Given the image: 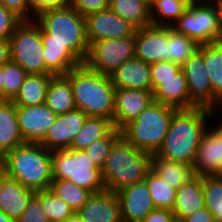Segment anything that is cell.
I'll use <instances>...</instances> for the list:
<instances>
[{
	"label": "cell",
	"mask_w": 222,
	"mask_h": 222,
	"mask_svg": "<svg viewBox=\"0 0 222 222\" xmlns=\"http://www.w3.org/2000/svg\"><path fill=\"white\" fill-rule=\"evenodd\" d=\"M34 20L42 29L45 67L54 76L83 64L89 49L84 16L68 3L41 12Z\"/></svg>",
	"instance_id": "cell-1"
},
{
	"label": "cell",
	"mask_w": 222,
	"mask_h": 222,
	"mask_svg": "<svg viewBox=\"0 0 222 222\" xmlns=\"http://www.w3.org/2000/svg\"><path fill=\"white\" fill-rule=\"evenodd\" d=\"M208 108L177 109L156 155L163 159L194 165L203 134L210 126Z\"/></svg>",
	"instance_id": "cell-2"
},
{
	"label": "cell",
	"mask_w": 222,
	"mask_h": 222,
	"mask_svg": "<svg viewBox=\"0 0 222 222\" xmlns=\"http://www.w3.org/2000/svg\"><path fill=\"white\" fill-rule=\"evenodd\" d=\"M71 83L74 101L88 117L113 121L115 87L108 75L88 69L84 64L64 75Z\"/></svg>",
	"instance_id": "cell-3"
},
{
	"label": "cell",
	"mask_w": 222,
	"mask_h": 222,
	"mask_svg": "<svg viewBox=\"0 0 222 222\" xmlns=\"http://www.w3.org/2000/svg\"><path fill=\"white\" fill-rule=\"evenodd\" d=\"M6 176L35 192L48 190L52 177L51 150L40 143H24L7 152L2 159Z\"/></svg>",
	"instance_id": "cell-4"
},
{
	"label": "cell",
	"mask_w": 222,
	"mask_h": 222,
	"mask_svg": "<svg viewBox=\"0 0 222 222\" xmlns=\"http://www.w3.org/2000/svg\"><path fill=\"white\" fill-rule=\"evenodd\" d=\"M152 155L135 148L122 135L114 142L101 168L106 190L117 192L144 181L151 170Z\"/></svg>",
	"instance_id": "cell-5"
},
{
	"label": "cell",
	"mask_w": 222,
	"mask_h": 222,
	"mask_svg": "<svg viewBox=\"0 0 222 222\" xmlns=\"http://www.w3.org/2000/svg\"><path fill=\"white\" fill-rule=\"evenodd\" d=\"M176 110L175 107L154 101L121 129V135L135 148L156 154Z\"/></svg>",
	"instance_id": "cell-6"
},
{
	"label": "cell",
	"mask_w": 222,
	"mask_h": 222,
	"mask_svg": "<svg viewBox=\"0 0 222 222\" xmlns=\"http://www.w3.org/2000/svg\"><path fill=\"white\" fill-rule=\"evenodd\" d=\"M53 179L68 180L91 194L105 191L101 169L84 150L51 151Z\"/></svg>",
	"instance_id": "cell-7"
},
{
	"label": "cell",
	"mask_w": 222,
	"mask_h": 222,
	"mask_svg": "<svg viewBox=\"0 0 222 222\" xmlns=\"http://www.w3.org/2000/svg\"><path fill=\"white\" fill-rule=\"evenodd\" d=\"M172 28L199 45L220 42L221 29L216 2L192 1L188 10L177 19Z\"/></svg>",
	"instance_id": "cell-8"
},
{
	"label": "cell",
	"mask_w": 222,
	"mask_h": 222,
	"mask_svg": "<svg viewBox=\"0 0 222 222\" xmlns=\"http://www.w3.org/2000/svg\"><path fill=\"white\" fill-rule=\"evenodd\" d=\"M11 61L28 74H52L43 59L42 29L35 22L22 21L10 39Z\"/></svg>",
	"instance_id": "cell-9"
},
{
	"label": "cell",
	"mask_w": 222,
	"mask_h": 222,
	"mask_svg": "<svg viewBox=\"0 0 222 222\" xmlns=\"http://www.w3.org/2000/svg\"><path fill=\"white\" fill-rule=\"evenodd\" d=\"M135 57V33L89 44L83 64L90 70L110 76L124 62Z\"/></svg>",
	"instance_id": "cell-10"
},
{
	"label": "cell",
	"mask_w": 222,
	"mask_h": 222,
	"mask_svg": "<svg viewBox=\"0 0 222 222\" xmlns=\"http://www.w3.org/2000/svg\"><path fill=\"white\" fill-rule=\"evenodd\" d=\"M85 23L89 44L104 39L131 36L137 29L110 8L85 16Z\"/></svg>",
	"instance_id": "cell-11"
},
{
	"label": "cell",
	"mask_w": 222,
	"mask_h": 222,
	"mask_svg": "<svg viewBox=\"0 0 222 222\" xmlns=\"http://www.w3.org/2000/svg\"><path fill=\"white\" fill-rule=\"evenodd\" d=\"M186 77L190 100L197 107H213V92L203 54L197 49L181 66Z\"/></svg>",
	"instance_id": "cell-12"
},
{
	"label": "cell",
	"mask_w": 222,
	"mask_h": 222,
	"mask_svg": "<svg viewBox=\"0 0 222 222\" xmlns=\"http://www.w3.org/2000/svg\"><path fill=\"white\" fill-rule=\"evenodd\" d=\"M19 129L25 142L40 143L57 115L46 105L16 106Z\"/></svg>",
	"instance_id": "cell-13"
},
{
	"label": "cell",
	"mask_w": 222,
	"mask_h": 222,
	"mask_svg": "<svg viewBox=\"0 0 222 222\" xmlns=\"http://www.w3.org/2000/svg\"><path fill=\"white\" fill-rule=\"evenodd\" d=\"M135 58L146 63L168 61V26L148 25L135 31Z\"/></svg>",
	"instance_id": "cell-14"
},
{
	"label": "cell",
	"mask_w": 222,
	"mask_h": 222,
	"mask_svg": "<svg viewBox=\"0 0 222 222\" xmlns=\"http://www.w3.org/2000/svg\"><path fill=\"white\" fill-rule=\"evenodd\" d=\"M154 102L152 91L116 88L114 94V127L121 130Z\"/></svg>",
	"instance_id": "cell-15"
},
{
	"label": "cell",
	"mask_w": 222,
	"mask_h": 222,
	"mask_svg": "<svg viewBox=\"0 0 222 222\" xmlns=\"http://www.w3.org/2000/svg\"><path fill=\"white\" fill-rule=\"evenodd\" d=\"M120 201L122 222H142L155 208L146 181L116 192Z\"/></svg>",
	"instance_id": "cell-16"
},
{
	"label": "cell",
	"mask_w": 222,
	"mask_h": 222,
	"mask_svg": "<svg viewBox=\"0 0 222 222\" xmlns=\"http://www.w3.org/2000/svg\"><path fill=\"white\" fill-rule=\"evenodd\" d=\"M87 117L84 112L77 108L65 114L57 115L56 120L40 144L51 151L69 149Z\"/></svg>",
	"instance_id": "cell-17"
},
{
	"label": "cell",
	"mask_w": 222,
	"mask_h": 222,
	"mask_svg": "<svg viewBox=\"0 0 222 222\" xmlns=\"http://www.w3.org/2000/svg\"><path fill=\"white\" fill-rule=\"evenodd\" d=\"M77 214L83 222H122L118 196L109 190L91 194Z\"/></svg>",
	"instance_id": "cell-18"
},
{
	"label": "cell",
	"mask_w": 222,
	"mask_h": 222,
	"mask_svg": "<svg viewBox=\"0 0 222 222\" xmlns=\"http://www.w3.org/2000/svg\"><path fill=\"white\" fill-rule=\"evenodd\" d=\"M222 168V137L210 127L199 144L193 171L196 176L215 175Z\"/></svg>",
	"instance_id": "cell-19"
},
{
	"label": "cell",
	"mask_w": 222,
	"mask_h": 222,
	"mask_svg": "<svg viewBox=\"0 0 222 222\" xmlns=\"http://www.w3.org/2000/svg\"><path fill=\"white\" fill-rule=\"evenodd\" d=\"M110 78L115 88L152 91L150 64L135 57L118 67Z\"/></svg>",
	"instance_id": "cell-20"
},
{
	"label": "cell",
	"mask_w": 222,
	"mask_h": 222,
	"mask_svg": "<svg viewBox=\"0 0 222 222\" xmlns=\"http://www.w3.org/2000/svg\"><path fill=\"white\" fill-rule=\"evenodd\" d=\"M35 194L15 179L5 176L0 185V210L17 221Z\"/></svg>",
	"instance_id": "cell-21"
},
{
	"label": "cell",
	"mask_w": 222,
	"mask_h": 222,
	"mask_svg": "<svg viewBox=\"0 0 222 222\" xmlns=\"http://www.w3.org/2000/svg\"><path fill=\"white\" fill-rule=\"evenodd\" d=\"M203 207H205V202L202 176L195 175L176 190L175 202L171 211L174 213L177 222H179Z\"/></svg>",
	"instance_id": "cell-22"
},
{
	"label": "cell",
	"mask_w": 222,
	"mask_h": 222,
	"mask_svg": "<svg viewBox=\"0 0 222 222\" xmlns=\"http://www.w3.org/2000/svg\"><path fill=\"white\" fill-rule=\"evenodd\" d=\"M153 95L154 101L177 109L197 107L190 100L186 77L182 69L176 74V78L161 81V85L153 92Z\"/></svg>",
	"instance_id": "cell-23"
},
{
	"label": "cell",
	"mask_w": 222,
	"mask_h": 222,
	"mask_svg": "<svg viewBox=\"0 0 222 222\" xmlns=\"http://www.w3.org/2000/svg\"><path fill=\"white\" fill-rule=\"evenodd\" d=\"M26 143L21 135L12 100H0V153L4 156L19 145Z\"/></svg>",
	"instance_id": "cell-24"
},
{
	"label": "cell",
	"mask_w": 222,
	"mask_h": 222,
	"mask_svg": "<svg viewBox=\"0 0 222 222\" xmlns=\"http://www.w3.org/2000/svg\"><path fill=\"white\" fill-rule=\"evenodd\" d=\"M45 104L56 115L65 114L76 109L71 83L64 75L51 78Z\"/></svg>",
	"instance_id": "cell-25"
},
{
	"label": "cell",
	"mask_w": 222,
	"mask_h": 222,
	"mask_svg": "<svg viewBox=\"0 0 222 222\" xmlns=\"http://www.w3.org/2000/svg\"><path fill=\"white\" fill-rule=\"evenodd\" d=\"M53 74H28L15 98L16 106L45 104L47 89Z\"/></svg>",
	"instance_id": "cell-26"
},
{
	"label": "cell",
	"mask_w": 222,
	"mask_h": 222,
	"mask_svg": "<svg viewBox=\"0 0 222 222\" xmlns=\"http://www.w3.org/2000/svg\"><path fill=\"white\" fill-rule=\"evenodd\" d=\"M213 92V106L222 98V42L199 45Z\"/></svg>",
	"instance_id": "cell-27"
},
{
	"label": "cell",
	"mask_w": 222,
	"mask_h": 222,
	"mask_svg": "<svg viewBox=\"0 0 222 222\" xmlns=\"http://www.w3.org/2000/svg\"><path fill=\"white\" fill-rule=\"evenodd\" d=\"M151 169L158 177L165 180L176 190L195 176L193 166L186 163L169 161L158 157L156 154L152 155Z\"/></svg>",
	"instance_id": "cell-28"
},
{
	"label": "cell",
	"mask_w": 222,
	"mask_h": 222,
	"mask_svg": "<svg viewBox=\"0 0 222 222\" xmlns=\"http://www.w3.org/2000/svg\"><path fill=\"white\" fill-rule=\"evenodd\" d=\"M109 8L136 28L151 25L150 0H110Z\"/></svg>",
	"instance_id": "cell-29"
},
{
	"label": "cell",
	"mask_w": 222,
	"mask_h": 222,
	"mask_svg": "<svg viewBox=\"0 0 222 222\" xmlns=\"http://www.w3.org/2000/svg\"><path fill=\"white\" fill-rule=\"evenodd\" d=\"M114 128L111 119L87 117L83 127L74 137L69 149L85 150L97 139L106 137Z\"/></svg>",
	"instance_id": "cell-30"
},
{
	"label": "cell",
	"mask_w": 222,
	"mask_h": 222,
	"mask_svg": "<svg viewBox=\"0 0 222 222\" xmlns=\"http://www.w3.org/2000/svg\"><path fill=\"white\" fill-rule=\"evenodd\" d=\"M192 0H150L151 24L171 26L184 14Z\"/></svg>",
	"instance_id": "cell-31"
},
{
	"label": "cell",
	"mask_w": 222,
	"mask_h": 222,
	"mask_svg": "<svg viewBox=\"0 0 222 222\" xmlns=\"http://www.w3.org/2000/svg\"><path fill=\"white\" fill-rule=\"evenodd\" d=\"M198 47L193 39L168 26V61L182 66Z\"/></svg>",
	"instance_id": "cell-32"
},
{
	"label": "cell",
	"mask_w": 222,
	"mask_h": 222,
	"mask_svg": "<svg viewBox=\"0 0 222 222\" xmlns=\"http://www.w3.org/2000/svg\"><path fill=\"white\" fill-rule=\"evenodd\" d=\"M148 185L150 196L155 208L172 210L175 202L176 189H173L165 180L151 169L144 179Z\"/></svg>",
	"instance_id": "cell-33"
},
{
	"label": "cell",
	"mask_w": 222,
	"mask_h": 222,
	"mask_svg": "<svg viewBox=\"0 0 222 222\" xmlns=\"http://www.w3.org/2000/svg\"><path fill=\"white\" fill-rule=\"evenodd\" d=\"M49 190L63 199L74 212H77L87 201L91 193L68 180L53 179Z\"/></svg>",
	"instance_id": "cell-34"
},
{
	"label": "cell",
	"mask_w": 222,
	"mask_h": 222,
	"mask_svg": "<svg viewBox=\"0 0 222 222\" xmlns=\"http://www.w3.org/2000/svg\"><path fill=\"white\" fill-rule=\"evenodd\" d=\"M202 187L205 207L216 222H222V183L215 175H203Z\"/></svg>",
	"instance_id": "cell-35"
},
{
	"label": "cell",
	"mask_w": 222,
	"mask_h": 222,
	"mask_svg": "<svg viewBox=\"0 0 222 222\" xmlns=\"http://www.w3.org/2000/svg\"><path fill=\"white\" fill-rule=\"evenodd\" d=\"M28 73L12 61L3 64V100H13Z\"/></svg>",
	"instance_id": "cell-36"
},
{
	"label": "cell",
	"mask_w": 222,
	"mask_h": 222,
	"mask_svg": "<svg viewBox=\"0 0 222 222\" xmlns=\"http://www.w3.org/2000/svg\"><path fill=\"white\" fill-rule=\"evenodd\" d=\"M42 207L49 222H63L74 213L73 209L61 198L48 190L42 191Z\"/></svg>",
	"instance_id": "cell-37"
},
{
	"label": "cell",
	"mask_w": 222,
	"mask_h": 222,
	"mask_svg": "<svg viewBox=\"0 0 222 222\" xmlns=\"http://www.w3.org/2000/svg\"><path fill=\"white\" fill-rule=\"evenodd\" d=\"M120 136L121 130L114 128L106 137L97 139L84 151L97 167L101 169L107 160L111 147Z\"/></svg>",
	"instance_id": "cell-38"
},
{
	"label": "cell",
	"mask_w": 222,
	"mask_h": 222,
	"mask_svg": "<svg viewBox=\"0 0 222 222\" xmlns=\"http://www.w3.org/2000/svg\"><path fill=\"white\" fill-rule=\"evenodd\" d=\"M181 70V66L171 61H159L150 64V76L152 92L160 85L161 81L176 78V74Z\"/></svg>",
	"instance_id": "cell-39"
},
{
	"label": "cell",
	"mask_w": 222,
	"mask_h": 222,
	"mask_svg": "<svg viewBox=\"0 0 222 222\" xmlns=\"http://www.w3.org/2000/svg\"><path fill=\"white\" fill-rule=\"evenodd\" d=\"M15 222H49L42 207V191L36 192L20 218Z\"/></svg>",
	"instance_id": "cell-40"
},
{
	"label": "cell",
	"mask_w": 222,
	"mask_h": 222,
	"mask_svg": "<svg viewBox=\"0 0 222 222\" xmlns=\"http://www.w3.org/2000/svg\"><path fill=\"white\" fill-rule=\"evenodd\" d=\"M0 4L12 11L22 21H32L36 17L30 0H0Z\"/></svg>",
	"instance_id": "cell-41"
},
{
	"label": "cell",
	"mask_w": 222,
	"mask_h": 222,
	"mask_svg": "<svg viewBox=\"0 0 222 222\" xmlns=\"http://www.w3.org/2000/svg\"><path fill=\"white\" fill-rule=\"evenodd\" d=\"M21 22L22 20L18 16L0 4V39H10Z\"/></svg>",
	"instance_id": "cell-42"
},
{
	"label": "cell",
	"mask_w": 222,
	"mask_h": 222,
	"mask_svg": "<svg viewBox=\"0 0 222 222\" xmlns=\"http://www.w3.org/2000/svg\"><path fill=\"white\" fill-rule=\"evenodd\" d=\"M68 3L82 16L109 8L110 0H68Z\"/></svg>",
	"instance_id": "cell-43"
},
{
	"label": "cell",
	"mask_w": 222,
	"mask_h": 222,
	"mask_svg": "<svg viewBox=\"0 0 222 222\" xmlns=\"http://www.w3.org/2000/svg\"><path fill=\"white\" fill-rule=\"evenodd\" d=\"M34 15L55 8H62L68 4V0H30Z\"/></svg>",
	"instance_id": "cell-44"
},
{
	"label": "cell",
	"mask_w": 222,
	"mask_h": 222,
	"mask_svg": "<svg viewBox=\"0 0 222 222\" xmlns=\"http://www.w3.org/2000/svg\"><path fill=\"white\" fill-rule=\"evenodd\" d=\"M142 222H177V220L170 209L156 208Z\"/></svg>",
	"instance_id": "cell-45"
},
{
	"label": "cell",
	"mask_w": 222,
	"mask_h": 222,
	"mask_svg": "<svg viewBox=\"0 0 222 222\" xmlns=\"http://www.w3.org/2000/svg\"><path fill=\"white\" fill-rule=\"evenodd\" d=\"M179 222H216L213 214L203 207L189 217L181 219Z\"/></svg>",
	"instance_id": "cell-46"
},
{
	"label": "cell",
	"mask_w": 222,
	"mask_h": 222,
	"mask_svg": "<svg viewBox=\"0 0 222 222\" xmlns=\"http://www.w3.org/2000/svg\"><path fill=\"white\" fill-rule=\"evenodd\" d=\"M218 111L219 113L222 111V107L219 105V104H217L216 106H213V107H210V108H208V113H209V119H211V118H213V114L214 113H218V112H216V111ZM220 110V111H219ZM217 114L216 116H220V115H222L221 113L220 114ZM222 118V117H221ZM220 118V120H219V118L217 119V121L215 122H213V123H211L210 124V128L215 132V133H217L220 137H222V119ZM219 120V121H218ZM214 123H216V124H214ZM215 126H214V125Z\"/></svg>",
	"instance_id": "cell-47"
},
{
	"label": "cell",
	"mask_w": 222,
	"mask_h": 222,
	"mask_svg": "<svg viewBox=\"0 0 222 222\" xmlns=\"http://www.w3.org/2000/svg\"><path fill=\"white\" fill-rule=\"evenodd\" d=\"M11 61L9 39H0V66Z\"/></svg>",
	"instance_id": "cell-48"
},
{
	"label": "cell",
	"mask_w": 222,
	"mask_h": 222,
	"mask_svg": "<svg viewBox=\"0 0 222 222\" xmlns=\"http://www.w3.org/2000/svg\"><path fill=\"white\" fill-rule=\"evenodd\" d=\"M215 2L217 4V9L219 11V20H220V29H221L220 42H222V0H216Z\"/></svg>",
	"instance_id": "cell-49"
},
{
	"label": "cell",
	"mask_w": 222,
	"mask_h": 222,
	"mask_svg": "<svg viewBox=\"0 0 222 222\" xmlns=\"http://www.w3.org/2000/svg\"><path fill=\"white\" fill-rule=\"evenodd\" d=\"M63 222H83L77 212H74L72 215L67 217Z\"/></svg>",
	"instance_id": "cell-50"
},
{
	"label": "cell",
	"mask_w": 222,
	"mask_h": 222,
	"mask_svg": "<svg viewBox=\"0 0 222 222\" xmlns=\"http://www.w3.org/2000/svg\"><path fill=\"white\" fill-rule=\"evenodd\" d=\"M3 65L0 66V100H3Z\"/></svg>",
	"instance_id": "cell-51"
},
{
	"label": "cell",
	"mask_w": 222,
	"mask_h": 222,
	"mask_svg": "<svg viewBox=\"0 0 222 222\" xmlns=\"http://www.w3.org/2000/svg\"><path fill=\"white\" fill-rule=\"evenodd\" d=\"M0 222H15L11 217L0 210Z\"/></svg>",
	"instance_id": "cell-52"
},
{
	"label": "cell",
	"mask_w": 222,
	"mask_h": 222,
	"mask_svg": "<svg viewBox=\"0 0 222 222\" xmlns=\"http://www.w3.org/2000/svg\"><path fill=\"white\" fill-rule=\"evenodd\" d=\"M6 176V169H5V165L3 163V161H0V185L2 180L5 178Z\"/></svg>",
	"instance_id": "cell-53"
},
{
	"label": "cell",
	"mask_w": 222,
	"mask_h": 222,
	"mask_svg": "<svg viewBox=\"0 0 222 222\" xmlns=\"http://www.w3.org/2000/svg\"><path fill=\"white\" fill-rule=\"evenodd\" d=\"M215 176L219 179V181L222 183V168L215 174Z\"/></svg>",
	"instance_id": "cell-54"
},
{
	"label": "cell",
	"mask_w": 222,
	"mask_h": 222,
	"mask_svg": "<svg viewBox=\"0 0 222 222\" xmlns=\"http://www.w3.org/2000/svg\"><path fill=\"white\" fill-rule=\"evenodd\" d=\"M218 104L222 107V98L219 100Z\"/></svg>",
	"instance_id": "cell-55"
},
{
	"label": "cell",
	"mask_w": 222,
	"mask_h": 222,
	"mask_svg": "<svg viewBox=\"0 0 222 222\" xmlns=\"http://www.w3.org/2000/svg\"><path fill=\"white\" fill-rule=\"evenodd\" d=\"M3 159V155L0 153V161Z\"/></svg>",
	"instance_id": "cell-56"
}]
</instances>
